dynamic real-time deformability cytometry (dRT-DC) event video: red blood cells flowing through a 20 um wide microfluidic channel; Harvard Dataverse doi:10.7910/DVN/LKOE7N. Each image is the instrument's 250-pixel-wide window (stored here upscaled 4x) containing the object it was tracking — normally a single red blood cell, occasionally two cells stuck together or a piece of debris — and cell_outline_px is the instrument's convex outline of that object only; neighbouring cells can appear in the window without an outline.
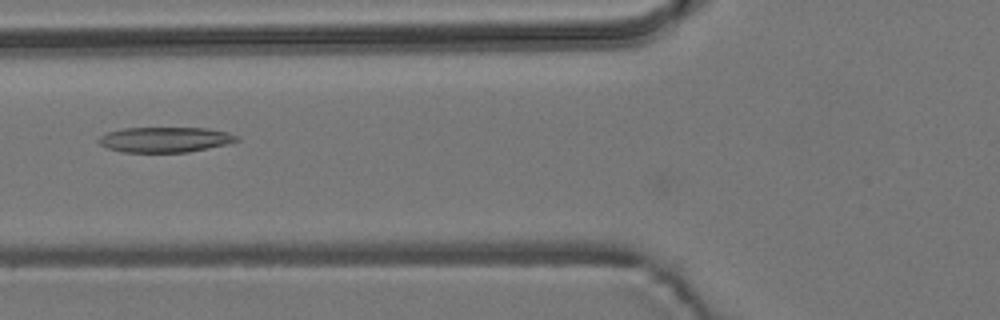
{"species": "common noctule bat (a hibernating species)", "species_latin": "Nyctalus noctula", "temperature_condition": "room temperature", "stored_images_in_passage": 44, "camera_frame_rate_fps": 3000, "um_per_image_px": 0.085, "animal": {"sex": "male", "body_mass_g": 19.2, "forearm_length_mm": 51.8}, "frame": {"image": 1, "passage_image": 14, "time_ms": 4.333, "image_size_px": [1000, 320], "cell_outline_px": [[240, 140], [228, 144], [188, 152], [124, 152], [108, 148], [100, 144], [96, 140], [100, 136], [108, 132], [124, 128], [208, 128], [228, 132], [236, 136]], "centroid_in_image_um": [14.03, 11.86], "position_along_channel_um": 111.8, "area_um2": 20.29}}
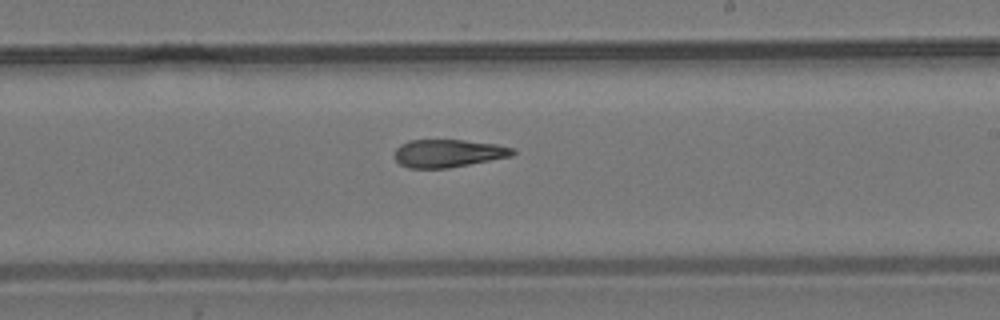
{"frame": {"image": 2, "passage_image": 25, "time_ms": 8.0, "image_size_px": [1000, 320], "cell_outline_px": [[516, 152], [512, 156], [448, 168], [408, 168], [400, 164], [396, 160], [396, 148], [400, 144], [408, 140], [464, 140], [496, 144], [512, 148]], "centroid_in_image_um": [38.09, 13.03], "position_along_channel_um": 250.9, "area_um2": 19.07}}
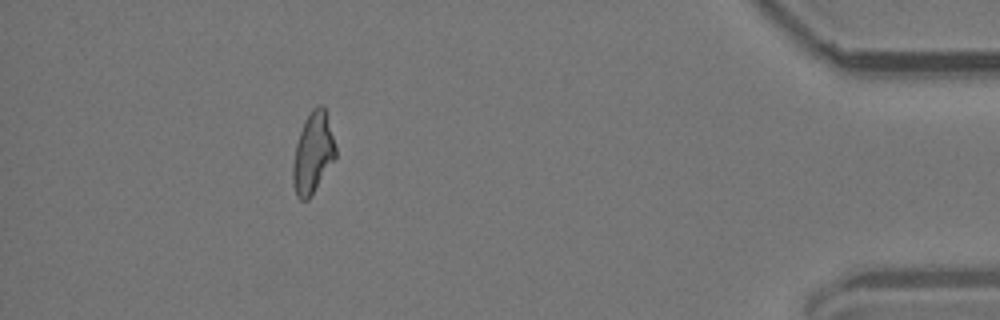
{"frame": {"image": 3, "passage_image": 42, "time_ms": 13.667, "image_size_px": [1000, 320], "cell_outline_px": [[336, 156], [308, 200], [300, 200], [296, 196], [292, 184], [292, 164], [296, 144], [304, 120], [312, 108], [316, 104], [324, 104], [336, 148]], "centroid_in_image_um": [26.58, 12.98], "position_along_channel_um": 408.6, "area_um2": 20.11}}